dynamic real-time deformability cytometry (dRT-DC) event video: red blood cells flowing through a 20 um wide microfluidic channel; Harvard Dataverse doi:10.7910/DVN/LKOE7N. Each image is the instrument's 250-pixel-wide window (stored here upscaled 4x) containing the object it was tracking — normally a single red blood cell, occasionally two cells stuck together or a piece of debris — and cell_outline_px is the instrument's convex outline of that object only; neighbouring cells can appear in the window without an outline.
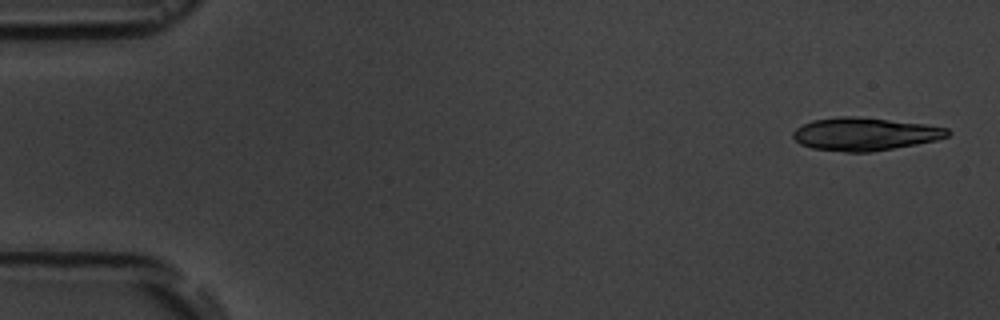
{"species": "common noctule bat (a hibernating species)", "species_latin": "Nyctalus noctula", "temperature_condition": "room temperature", "stored_images_in_passage": 4, "camera_frame_rate_fps": 3000, "um_per_image_px": 0.085, "animal": {"sex": "male", "body_mass_g": 19.5, "forearm_length_mm": 54.6}, "frame": {"image": 1, "passage_image": 1, "time_ms": 0.0, "image_size_px": [1000, 320], "cell_outline_px": [[952, 132], [948, 136], [936, 140], [916, 144], [872, 152], [844, 152], [812, 148], [800, 144], [792, 136], [792, 132], [796, 128], [812, 120], [840, 116], [856, 116], [924, 124], [948, 128]], "centroid_in_image_um": [73.5, 11.39], "position_along_channel_um": 11.5, "area_um2": 29.65}}